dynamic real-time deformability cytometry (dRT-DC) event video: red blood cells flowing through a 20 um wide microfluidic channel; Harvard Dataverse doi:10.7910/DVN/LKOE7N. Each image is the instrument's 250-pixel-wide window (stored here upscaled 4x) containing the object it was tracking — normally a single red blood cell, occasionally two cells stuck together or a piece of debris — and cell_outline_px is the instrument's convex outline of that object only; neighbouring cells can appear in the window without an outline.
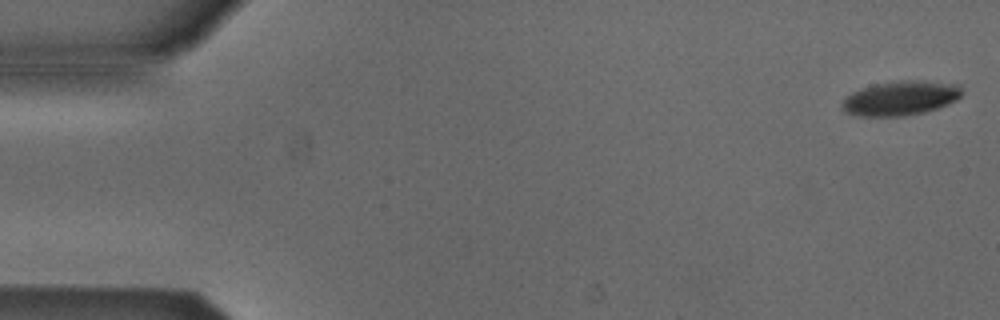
{"species": "Egyptian fruit bat (a non-hibernating species)", "species_latin": "Rousettus aegyptiacus", "temperature_condition": "cold", "stored_images_in_passage": 53, "camera_frame_rate_fps": 3000, "um_per_image_px": 0.085, "animal": {"sex": "male"}, "frame": {"image": 1, "passage_image": 1, "time_ms": 0.0, "image_size_px": [1000, 320], "cell_outline_px": [[960, 96], [956, 100], [948, 104], [924, 112], [904, 116], [856, 116], [844, 112], [840, 108], [840, 104], [852, 92], [864, 88], [880, 84], [908, 80], [960, 84]], "centroid_in_image_um": [76.51, 8.37], "position_along_channel_um": 8.5, "area_um2": 23.58}}
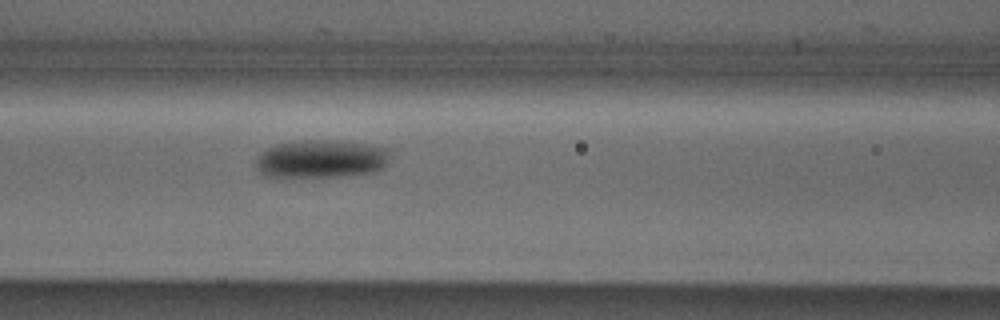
{"frame": {"image": 2, "passage_image": 22, "time_ms": 7.0, "image_size_px": [1000, 320], "cell_outline_px": [[388, 152], [384, 164], [380, 168], [372, 172], [340, 176], [280, 180], [264, 176], [256, 168], [256, 156], [268, 148], [276, 144], [292, 140], [324, 140], [364, 144], [384, 148]], "centroid_in_image_um": [27.1, 13.55], "position_along_channel_um": 139.5, "area_um2": 30.23}}
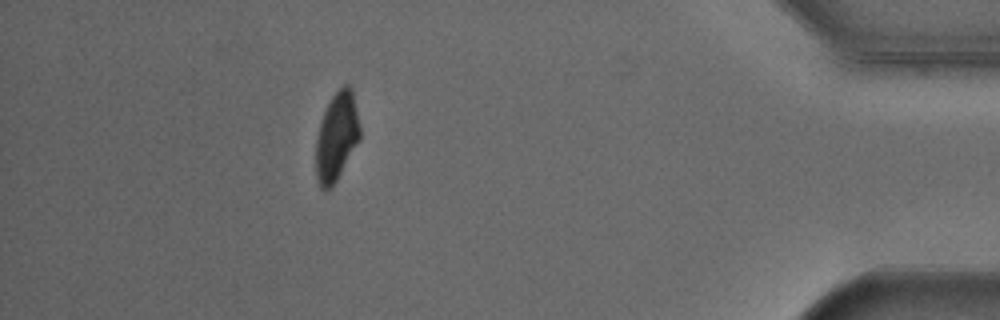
{"frame": {"image": 3, "passage_image": 47, "time_ms": 15.333, "image_size_px": [1000, 320], "cell_outline_px": [[360, 140], [336, 180], [324, 192], [320, 188], [316, 176], [316, 140], [320, 120], [332, 96], [344, 84], [348, 84], [352, 88], [360, 128]], "centroid_in_image_um": [28.61, 11.61], "position_along_channel_um": 406.6, "area_um2": 22.54}, "authors_computed_cell_mechanics": {"area_um2": 25.143, "velocity_mm_per_s": 3.8591, "shape_relaxation_time_tau1_ms": 3.51, "shape_relaxation_time_tau2_ms": null, "deformation_change_tau1": 0.1213, "deformation_change_tau2": null}}